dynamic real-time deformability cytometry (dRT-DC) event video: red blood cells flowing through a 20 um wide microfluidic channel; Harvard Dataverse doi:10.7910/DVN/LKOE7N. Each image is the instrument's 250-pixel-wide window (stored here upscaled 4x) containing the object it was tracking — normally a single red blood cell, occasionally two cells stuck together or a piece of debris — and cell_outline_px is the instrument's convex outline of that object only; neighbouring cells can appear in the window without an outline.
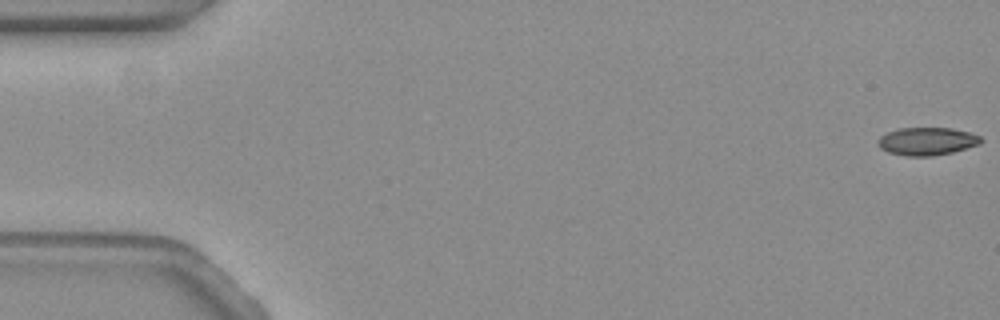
{"species": "common noctule bat (a hibernating species)", "species_latin": "Nyctalus noctula", "temperature_condition": "warm", "stored_images_in_passage": 18, "camera_frame_rate_fps": 3000, "um_per_image_px": 0.085, "animal": {"sex": "female", "body_mass_g": 19.3, "forearm_length_mm": 54.1}, "frame": {"image": 1, "passage_image": 1, "time_ms": 0.0, "image_size_px": [1000, 320], "cell_outline_px": [[984, 140], [980, 144], [952, 152], [932, 156], [908, 156], [888, 152], [880, 148], [876, 140], [880, 136], [896, 128], [952, 128], [968, 132], [980, 136]], "centroid_in_image_um": [78.78, 12.0], "position_along_channel_um": 6.2, "area_um2": 16.76}}
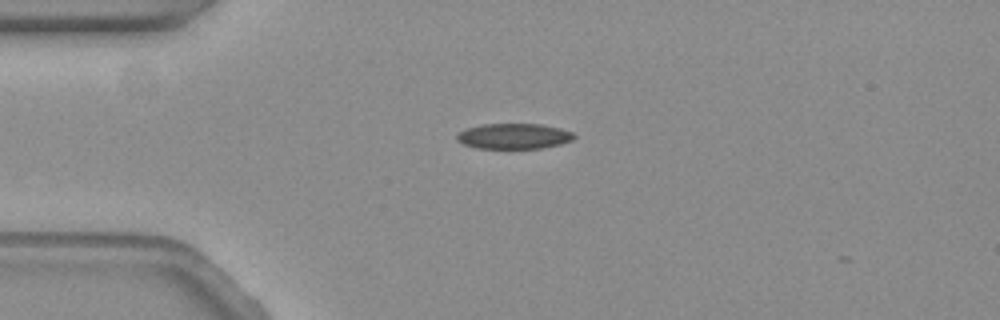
{"frame": {"image": 2, "passage_image": 15, "time_ms": 4.667, "image_size_px": [1000, 320], "cell_outline_px": [[576, 136], [572, 140], [560, 144], [540, 148], [476, 148], [464, 144], [456, 140], [456, 132], [480, 124], [540, 124], [560, 128], [572, 132]], "centroid_in_image_um": [43.65, 11.57], "position_along_channel_um": 41.4, "area_um2": 17.4}}